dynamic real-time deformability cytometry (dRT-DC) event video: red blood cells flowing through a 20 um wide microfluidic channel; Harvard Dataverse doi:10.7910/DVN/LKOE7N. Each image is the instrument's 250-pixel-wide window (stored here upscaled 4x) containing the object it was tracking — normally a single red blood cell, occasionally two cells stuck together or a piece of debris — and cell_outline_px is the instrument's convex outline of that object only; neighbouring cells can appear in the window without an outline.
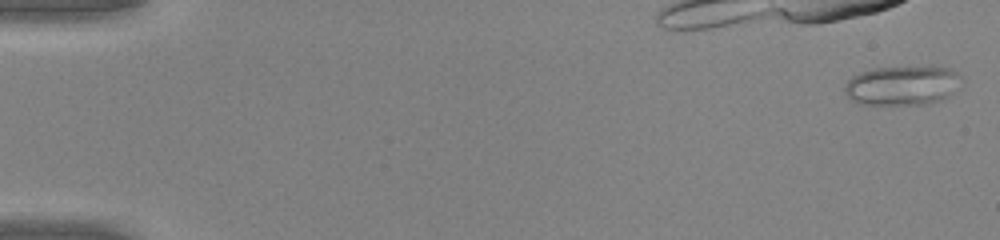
{"species": "common noctule bat (a hibernating species)", "species_latin": "Nyctalus noctula", "temperature_condition": "warm", "stored_images_in_passage": 18, "camera_frame_rate_fps": 3000, "um_per_image_px": 0.085, "animal": {"sex": "male", "body_mass_g": 20.0, "forearm_length_mm": 53.3}, "frame": {"image": 1, "passage_image": 1, "time_ms": 0.0, "image_size_px": [1000, 240], "cell_outline_px": [[964, 80], [948, 96], [940, 100], [928, 104], [860, 104], [852, 100], [844, 92], [844, 88], [848, 80], [852, 76], [860, 72], [872, 68], [932, 64], [952, 68]], "centroid_in_image_um": [76.74, 7.21], "position_along_channel_um": 8.3, "area_um2": 27.63}}